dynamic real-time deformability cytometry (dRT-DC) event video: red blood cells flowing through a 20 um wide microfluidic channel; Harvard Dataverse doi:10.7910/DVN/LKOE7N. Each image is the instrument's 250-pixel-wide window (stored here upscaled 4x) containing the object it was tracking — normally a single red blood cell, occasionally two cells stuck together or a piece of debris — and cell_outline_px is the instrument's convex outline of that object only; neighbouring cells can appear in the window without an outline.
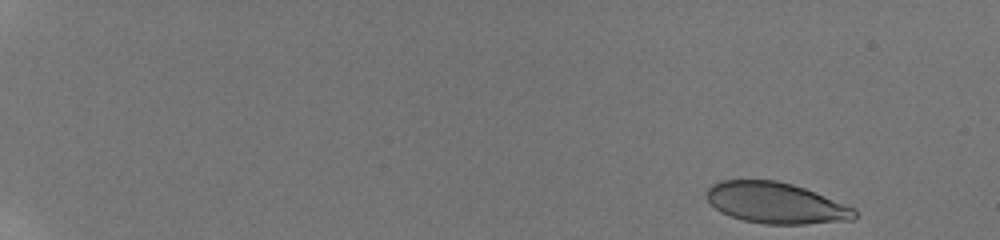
{"species": "human", "species_latin": "Homo sapiens", "temperature_condition": "room temperature", "stored_images_in_passage": 53, "camera_frame_rate_fps": 3000, "um_per_image_px": 0.085, "donor": {"sex": "male"}, "frame": {"image": 1, "passage_image": 1, "time_ms": 0.0, "image_size_px": [1000, 240], "cell_outline_px": [[860, 216], [852, 220], [804, 224], [764, 224], [744, 220], [720, 212], [704, 196], [708, 188], [712, 184], [720, 180], [776, 180], [792, 184], [804, 188], [856, 208]], "centroid_in_image_um": [65.97, 17.25], "position_along_channel_um": 19.0, "area_um2": 35.49}}
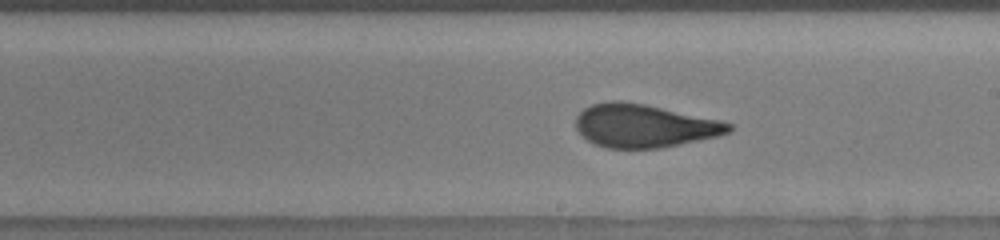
{"frame": {"image": 2, "passage_image": 32, "time_ms": 10.333, "image_size_px": [1000, 240], "cell_outline_px": [[732, 128], [728, 132], [716, 136], [680, 144], [660, 148], [608, 148], [596, 144], [588, 140], [576, 128], [576, 116], [584, 108], [592, 104], [608, 100], [620, 100], [644, 104], [720, 120], [732, 124]], "centroid_in_image_um": [54.72, 10.68], "position_along_channel_um": 234.3, "area_um2": 38.15}}
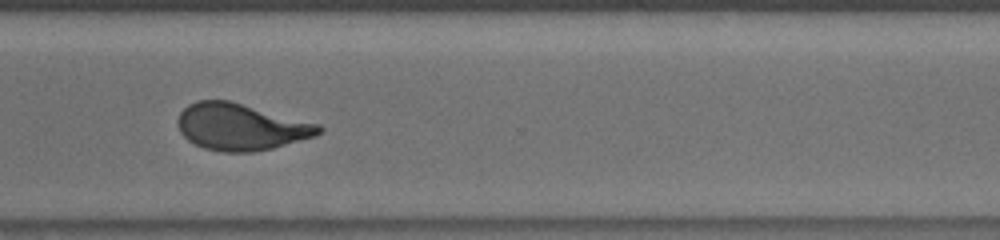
{"frame": {"image": 3, "passage_image": 41, "time_ms": 13.333, "image_size_px": [1000, 240], "cell_outline_px": [[324, 128], [316, 136], [272, 148], [252, 152], [224, 152], [204, 148], [188, 140], [180, 132], [176, 124], [176, 120], [180, 112], [188, 104], [196, 100], [228, 100], [320, 124]], "centroid_in_image_um": [20.45, 10.78], "position_along_channel_um": 350.2, "area_um2": 38.38}}